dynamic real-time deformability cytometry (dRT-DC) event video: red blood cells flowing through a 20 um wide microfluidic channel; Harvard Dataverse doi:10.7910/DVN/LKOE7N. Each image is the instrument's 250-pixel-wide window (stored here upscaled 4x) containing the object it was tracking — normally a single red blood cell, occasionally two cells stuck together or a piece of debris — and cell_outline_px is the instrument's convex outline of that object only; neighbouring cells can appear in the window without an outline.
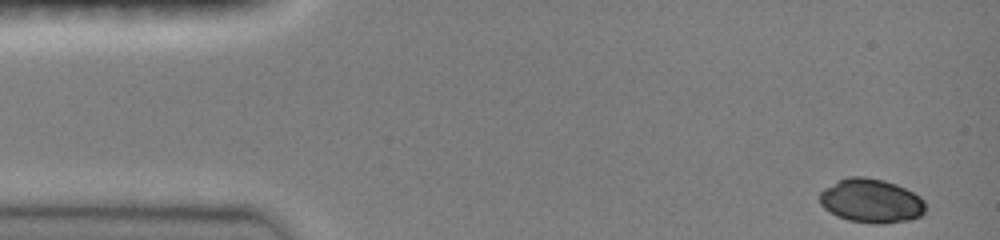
{"species": "common noctule bat (a hibernating species)", "species_latin": "Nyctalus noctula", "temperature_condition": "room temperature", "stored_images_in_passage": 11, "camera_frame_rate_fps": 3000, "um_per_image_px": 0.085, "animal": {"sex": "female", "body_mass_g": 19.0, "forearm_length_mm": 51.5}, "frame": {"image": 1, "passage_image": 1, "time_ms": 0.0, "image_size_px": [1000, 240], "cell_outline_px": [[924, 212], [920, 216], [908, 220], [884, 224], [872, 224], [848, 220], [836, 216], [824, 208], [820, 204], [820, 192], [824, 188], [848, 176], [864, 176], [884, 180], [896, 184], [920, 196], [924, 200]], "centroid_in_image_um": [74.03, 17.08], "position_along_channel_um": 11.0, "area_um2": 27.17}}
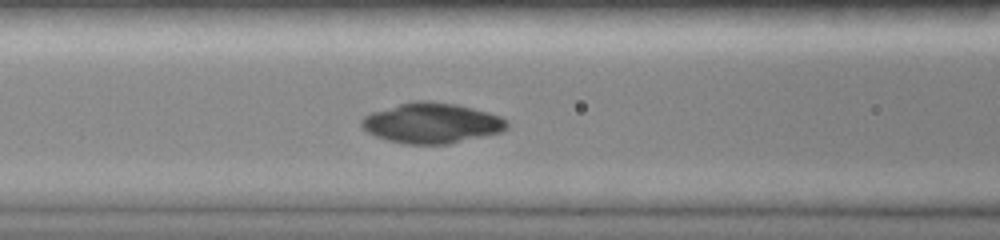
{"frame": {"image": 2, "passage_image": 8, "time_ms": 5.667, "image_size_px": [1000, 240], "cell_outline_px": [[508, 128], [500, 132], [448, 144], [408, 144], [388, 140], [376, 136], [368, 132], [360, 124], [360, 120], [364, 116], [372, 112], [400, 104], [416, 100], [428, 100], [456, 104], [488, 112], [500, 116], [508, 120]], "centroid_in_image_um": [36.7, 10.45], "position_along_channel_um": 129.9, "area_um2": 33.99}}
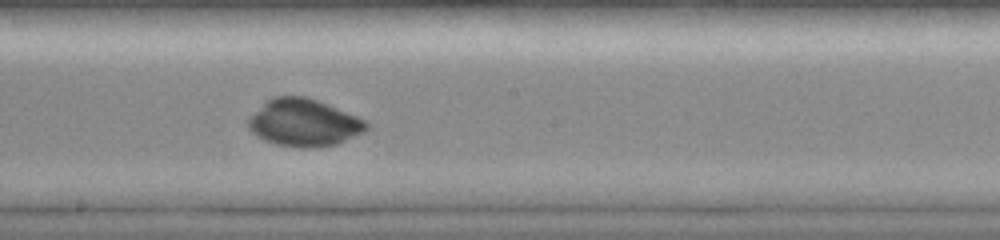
{"frame": {"image": 3, "passage_image": 11, "time_ms": 8.0, "image_size_px": [1000, 240], "cell_outline_px": [[368, 128], [364, 132], [336, 144], [276, 144], [264, 140], [256, 136], [248, 128], [248, 116], [272, 96], [304, 96], [316, 100], [368, 120]], "centroid_in_image_um": [25.81, 10.37], "position_along_channel_um": 222.4, "area_um2": 31.62}}